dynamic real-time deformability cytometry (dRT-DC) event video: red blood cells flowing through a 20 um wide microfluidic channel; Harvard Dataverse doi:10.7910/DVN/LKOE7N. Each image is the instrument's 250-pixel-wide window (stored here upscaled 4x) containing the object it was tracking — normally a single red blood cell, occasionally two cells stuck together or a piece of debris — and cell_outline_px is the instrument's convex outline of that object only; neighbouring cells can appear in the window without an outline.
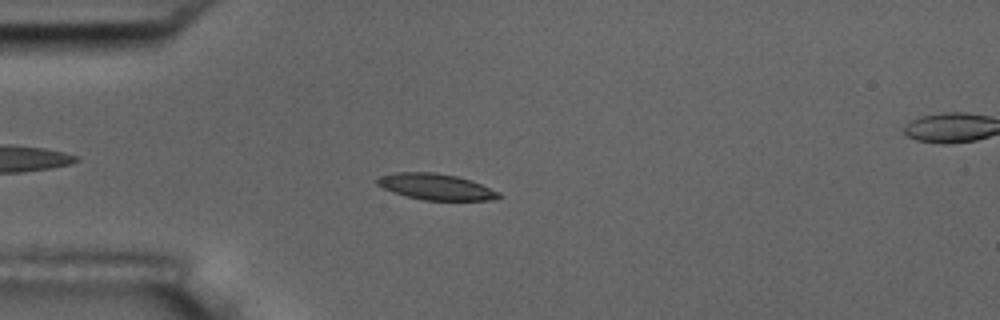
{"species": "common noctule bat (a hibernating species)", "species_latin": "Nyctalus noctula", "temperature_condition": "room temperature", "stored_images_in_passage": 4, "camera_frame_rate_fps": 3000, "um_per_image_px": 0.085, "animal": {"sex": "male", "body_mass_g": 17.5, "forearm_length_mm": 52.3}, "frame": {"image": 1, "passage_image": 3, "time_ms": 2.0, "image_size_px": [1000, 320], "cell_outline_px": [[504, 196], [492, 200], [424, 200], [392, 192], [376, 184], [376, 180], [380, 176], [396, 172], [436, 172], [456, 176], [480, 184], [500, 192]], "centroid_in_image_um": [37.05, 15.87], "position_along_channel_um": 47.9, "area_um2": 18.38}}